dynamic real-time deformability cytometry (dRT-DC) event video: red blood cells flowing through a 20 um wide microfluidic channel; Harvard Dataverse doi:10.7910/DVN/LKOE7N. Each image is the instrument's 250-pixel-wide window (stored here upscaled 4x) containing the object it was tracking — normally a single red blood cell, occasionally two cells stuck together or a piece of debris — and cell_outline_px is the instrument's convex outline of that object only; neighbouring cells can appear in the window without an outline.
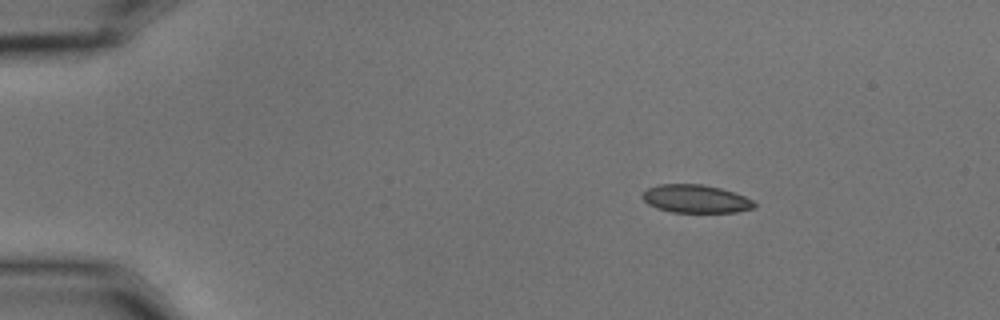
{"species": "common noctule bat (a hibernating species)", "species_latin": "Nyctalus noctula", "temperature_condition": "cold", "stored_images_in_passage": 49, "camera_frame_rate_fps": 3000, "um_per_image_px": 0.085, "animal": {"sex": "male", "body_mass_g": 15.6}, "frame": {"image": 1, "passage_image": 1, "time_ms": 0.0, "image_size_px": [1000, 320], "cell_outline_px": [[756, 208], [736, 212], [672, 212], [656, 208], [648, 204], [640, 196], [648, 188], [660, 184], [700, 184], [720, 188], [744, 196], [752, 200], [756, 204]], "centroid_in_image_um": [59.13, 16.91], "position_along_channel_um": 25.9, "area_um2": 18.26}}
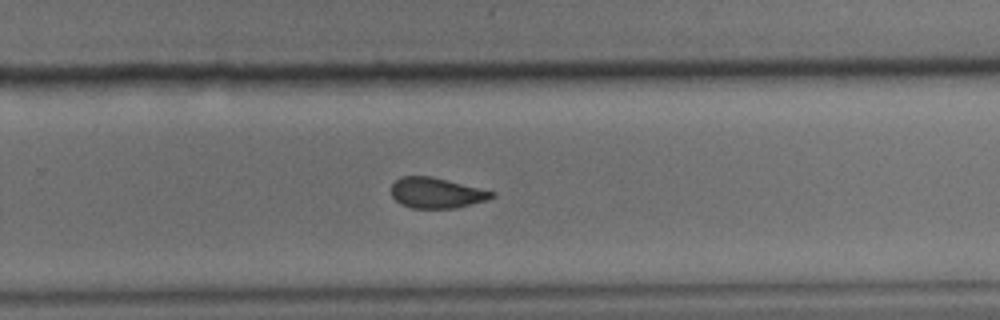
{"frame": {"image": 2, "passage_image": 30, "time_ms": 9.667, "image_size_px": [1000, 320], "cell_outline_px": [[496, 196], [488, 200], [456, 208], [412, 208], [400, 204], [392, 196], [392, 184], [400, 176], [432, 176], [496, 192]], "centroid_in_image_um": [37.12, 16.4], "position_along_channel_um": 292.7, "area_um2": 17.98}}
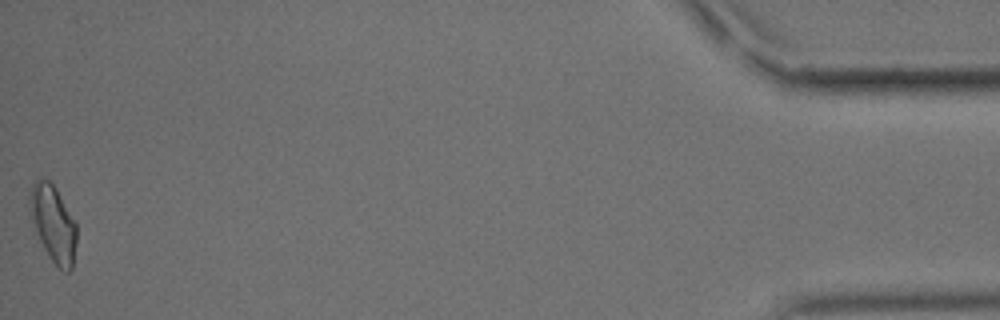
{"frame": {"image": 3, "passage_image": 49, "time_ms": 16.0, "image_size_px": [1000, 320], "cell_outline_px": [[76, 244], [72, 268], [68, 272], [64, 272], [52, 260], [44, 248], [36, 232], [32, 220], [28, 200], [32, 184], [36, 176], [48, 180], [56, 188], [76, 224]], "centroid_in_image_um": [4.51, 18.96], "position_along_channel_um": 430.7, "area_um2": 20.69}, "authors_computed_cell_mechanics": {"area_um2": 18.9584, "velocity_mm_per_s": 3.5467, "shape_relaxation_time_tau1_ms": null, "shape_relaxation_time_tau2_ms": 2.7798, "deformation_change_tau1": null, "deformation_change_tau2": 0.074}}